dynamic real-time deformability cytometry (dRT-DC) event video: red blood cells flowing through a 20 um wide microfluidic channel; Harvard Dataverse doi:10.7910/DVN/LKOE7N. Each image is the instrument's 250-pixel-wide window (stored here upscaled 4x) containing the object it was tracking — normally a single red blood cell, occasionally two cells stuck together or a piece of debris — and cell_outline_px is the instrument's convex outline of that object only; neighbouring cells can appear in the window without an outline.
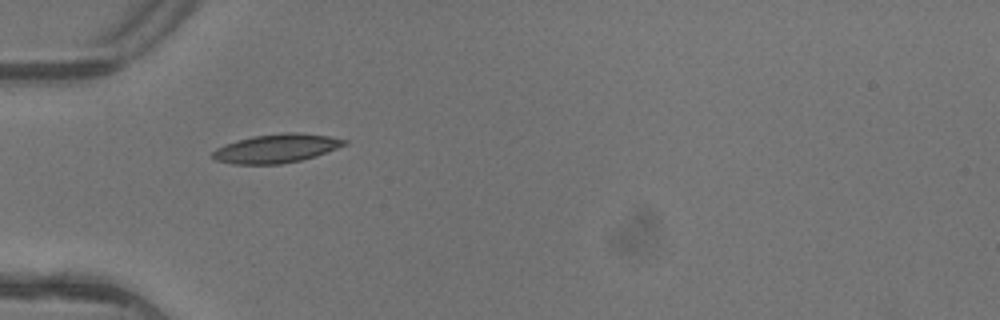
{"species": "common noctule bat (a hibernating species)", "species_latin": "Nyctalus noctula", "temperature_condition": "warm", "stored_images_in_passage": 7, "camera_frame_rate_fps": 3000, "um_per_image_px": 0.085, "animal": {"sex": "female"}, "frame": {"image": 1, "passage_image": 5, "time_ms": 1.333, "image_size_px": [1000, 320], "cell_outline_px": [[348, 144], [316, 156], [300, 160], [280, 164], [232, 164], [216, 160], [212, 156], [212, 152], [216, 148], [224, 144], [252, 136], [284, 132], [300, 132], [328, 136], [348, 140]], "centroid_in_image_um": [23.5, 12.61], "position_along_channel_um": 61.5, "area_um2": 22.14}}
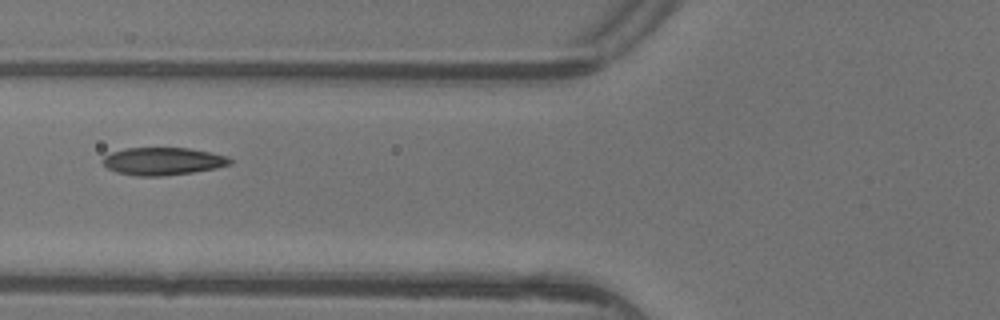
{"frame": {"image": 2, "passage_image": 6, "time_ms": 1.667, "image_size_px": [1000, 320], "cell_outline_px": [[232, 164], [216, 168], [192, 172], [160, 176], [136, 176], [116, 172], [108, 168], [100, 160], [104, 156], [112, 152], [128, 148], [188, 148], [228, 156], [232, 160]], "centroid_in_image_um": [13.84, 13.71], "position_along_channel_um": 112.0, "area_um2": 20.4}}
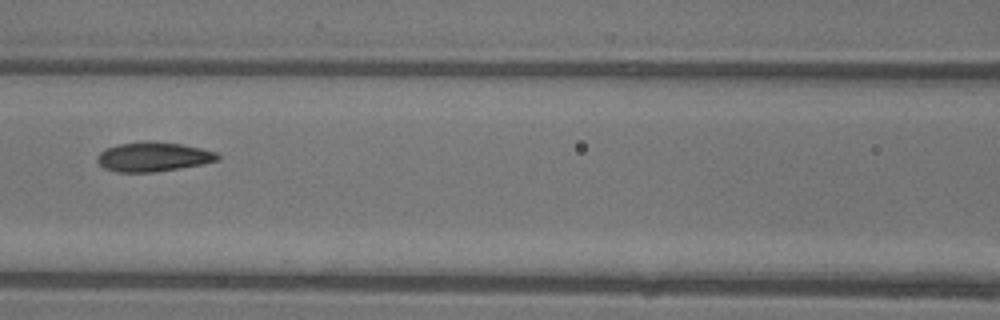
{"frame": {"image": 3, "passage_image": 7, "time_ms": 2.0, "image_size_px": [1000, 320], "cell_outline_px": [[220, 160], [180, 168], [156, 172], [116, 172], [104, 168], [96, 160], [96, 156], [100, 152], [108, 148], [120, 144], [144, 140], [148, 140], [180, 144], [200, 148], [216, 152], [220, 156]], "centroid_in_image_um": [13.01, 13.33], "position_along_channel_um": 153.6, "area_um2": 20.63}}